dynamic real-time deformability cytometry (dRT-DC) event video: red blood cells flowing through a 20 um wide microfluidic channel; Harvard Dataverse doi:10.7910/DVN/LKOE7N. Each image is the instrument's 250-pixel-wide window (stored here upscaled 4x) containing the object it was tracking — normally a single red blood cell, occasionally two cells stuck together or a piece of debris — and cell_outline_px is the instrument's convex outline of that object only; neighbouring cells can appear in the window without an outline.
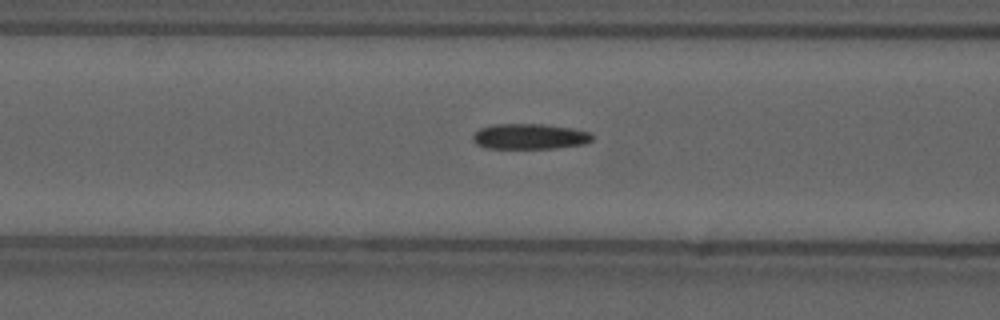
{"species": "common noctule bat (a hibernating species)", "species_latin": "Nyctalus noctula", "temperature_condition": "cold", "stored_images_in_passage": 40, "camera_frame_rate_fps": 3000, "um_per_image_px": 0.085, "animal": {"sex": "male", "forearm_length_mm": 52.5}, "frame": {"image": 1, "passage_image": 7, "time_ms": 2.0, "image_size_px": [1000, 320], "cell_outline_px": [[592, 140], [584, 144], [556, 148], [484, 148], [476, 144], [472, 140], [472, 136], [480, 128], [492, 124], [544, 124], [572, 128], [588, 132], [592, 136]], "centroid_in_image_um": [44.98, 11.6], "position_along_channel_um": 121.6, "area_um2": 17.74}}